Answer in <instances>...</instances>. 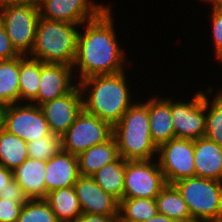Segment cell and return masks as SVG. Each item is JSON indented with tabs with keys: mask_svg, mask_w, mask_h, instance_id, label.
I'll return each instance as SVG.
<instances>
[{
	"mask_svg": "<svg viewBox=\"0 0 222 222\" xmlns=\"http://www.w3.org/2000/svg\"><path fill=\"white\" fill-rule=\"evenodd\" d=\"M7 105L5 129L26 143L51 134L40 106L36 104Z\"/></svg>",
	"mask_w": 222,
	"mask_h": 222,
	"instance_id": "cell-10",
	"label": "cell"
},
{
	"mask_svg": "<svg viewBox=\"0 0 222 222\" xmlns=\"http://www.w3.org/2000/svg\"><path fill=\"white\" fill-rule=\"evenodd\" d=\"M22 207L12 199L0 198V222H17Z\"/></svg>",
	"mask_w": 222,
	"mask_h": 222,
	"instance_id": "cell-32",
	"label": "cell"
},
{
	"mask_svg": "<svg viewBox=\"0 0 222 222\" xmlns=\"http://www.w3.org/2000/svg\"><path fill=\"white\" fill-rule=\"evenodd\" d=\"M159 214L176 222H194L188 206L173 184H166L155 198Z\"/></svg>",
	"mask_w": 222,
	"mask_h": 222,
	"instance_id": "cell-22",
	"label": "cell"
},
{
	"mask_svg": "<svg viewBox=\"0 0 222 222\" xmlns=\"http://www.w3.org/2000/svg\"><path fill=\"white\" fill-rule=\"evenodd\" d=\"M13 179V171L0 165V191L6 188V184Z\"/></svg>",
	"mask_w": 222,
	"mask_h": 222,
	"instance_id": "cell-36",
	"label": "cell"
},
{
	"mask_svg": "<svg viewBox=\"0 0 222 222\" xmlns=\"http://www.w3.org/2000/svg\"><path fill=\"white\" fill-rule=\"evenodd\" d=\"M17 222H59L44 199H29L22 207Z\"/></svg>",
	"mask_w": 222,
	"mask_h": 222,
	"instance_id": "cell-30",
	"label": "cell"
},
{
	"mask_svg": "<svg viewBox=\"0 0 222 222\" xmlns=\"http://www.w3.org/2000/svg\"><path fill=\"white\" fill-rule=\"evenodd\" d=\"M118 157L117 143L112 136L108 141L92 146L77 156L79 173L81 176L92 177L100 168Z\"/></svg>",
	"mask_w": 222,
	"mask_h": 222,
	"instance_id": "cell-20",
	"label": "cell"
},
{
	"mask_svg": "<svg viewBox=\"0 0 222 222\" xmlns=\"http://www.w3.org/2000/svg\"><path fill=\"white\" fill-rule=\"evenodd\" d=\"M45 171L46 194L56 189L74 187L80 176L78 158L61 150L46 161Z\"/></svg>",
	"mask_w": 222,
	"mask_h": 222,
	"instance_id": "cell-16",
	"label": "cell"
},
{
	"mask_svg": "<svg viewBox=\"0 0 222 222\" xmlns=\"http://www.w3.org/2000/svg\"><path fill=\"white\" fill-rule=\"evenodd\" d=\"M0 198L12 199V201L21 205H24L29 200L14 178L6 184L4 190L0 191Z\"/></svg>",
	"mask_w": 222,
	"mask_h": 222,
	"instance_id": "cell-33",
	"label": "cell"
},
{
	"mask_svg": "<svg viewBox=\"0 0 222 222\" xmlns=\"http://www.w3.org/2000/svg\"><path fill=\"white\" fill-rule=\"evenodd\" d=\"M157 213L155 199L123 198L119 201V222H144Z\"/></svg>",
	"mask_w": 222,
	"mask_h": 222,
	"instance_id": "cell-27",
	"label": "cell"
},
{
	"mask_svg": "<svg viewBox=\"0 0 222 222\" xmlns=\"http://www.w3.org/2000/svg\"><path fill=\"white\" fill-rule=\"evenodd\" d=\"M62 150L61 136L51 133L27 143L29 158L47 161Z\"/></svg>",
	"mask_w": 222,
	"mask_h": 222,
	"instance_id": "cell-29",
	"label": "cell"
},
{
	"mask_svg": "<svg viewBox=\"0 0 222 222\" xmlns=\"http://www.w3.org/2000/svg\"><path fill=\"white\" fill-rule=\"evenodd\" d=\"M205 94L197 93L191 102L171 101L175 137L196 140L205 135Z\"/></svg>",
	"mask_w": 222,
	"mask_h": 222,
	"instance_id": "cell-11",
	"label": "cell"
},
{
	"mask_svg": "<svg viewBox=\"0 0 222 222\" xmlns=\"http://www.w3.org/2000/svg\"><path fill=\"white\" fill-rule=\"evenodd\" d=\"M74 189L82 213L119 216V200L105 192L91 176H79Z\"/></svg>",
	"mask_w": 222,
	"mask_h": 222,
	"instance_id": "cell-14",
	"label": "cell"
},
{
	"mask_svg": "<svg viewBox=\"0 0 222 222\" xmlns=\"http://www.w3.org/2000/svg\"><path fill=\"white\" fill-rule=\"evenodd\" d=\"M41 61L19 55V101H32L38 95Z\"/></svg>",
	"mask_w": 222,
	"mask_h": 222,
	"instance_id": "cell-24",
	"label": "cell"
},
{
	"mask_svg": "<svg viewBox=\"0 0 222 222\" xmlns=\"http://www.w3.org/2000/svg\"><path fill=\"white\" fill-rule=\"evenodd\" d=\"M196 177L222 181V147L206 137L194 140Z\"/></svg>",
	"mask_w": 222,
	"mask_h": 222,
	"instance_id": "cell-18",
	"label": "cell"
},
{
	"mask_svg": "<svg viewBox=\"0 0 222 222\" xmlns=\"http://www.w3.org/2000/svg\"><path fill=\"white\" fill-rule=\"evenodd\" d=\"M211 102L209 103L205 94V110L209 111L205 112L207 115L204 137L222 147V92L218 93ZM209 105L210 109H208Z\"/></svg>",
	"mask_w": 222,
	"mask_h": 222,
	"instance_id": "cell-28",
	"label": "cell"
},
{
	"mask_svg": "<svg viewBox=\"0 0 222 222\" xmlns=\"http://www.w3.org/2000/svg\"><path fill=\"white\" fill-rule=\"evenodd\" d=\"M2 26V11H1V5H0V27Z\"/></svg>",
	"mask_w": 222,
	"mask_h": 222,
	"instance_id": "cell-42",
	"label": "cell"
},
{
	"mask_svg": "<svg viewBox=\"0 0 222 222\" xmlns=\"http://www.w3.org/2000/svg\"><path fill=\"white\" fill-rule=\"evenodd\" d=\"M72 68L74 67L70 65L43 63L41 61L38 95L33 100V104L40 106L71 92L77 86V84L72 85L70 83L72 81Z\"/></svg>",
	"mask_w": 222,
	"mask_h": 222,
	"instance_id": "cell-15",
	"label": "cell"
},
{
	"mask_svg": "<svg viewBox=\"0 0 222 222\" xmlns=\"http://www.w3.org/2000/svg\"><path fill=\"white\" fill-rule=\"evenodd\" d=\"M201 222H222V217L216 218V219H210V220H206V221H201Z\"/></svg>",
	"mask_w": 222,
	"mask_h": 222,
	"instance_id": "cell-41",
	"label": "cell"
},
{
	"mask_svg": "<svg viewBox=\"0 0 222 222\" xmlns=\"http://www.w3.org/2000/svg\"><path fill=\"white\" fill-rule=\"evenodd\" d=\"M96 183L119 201L124 195L125 160L118 157L114 162L104 165L93 176Z\"/></svg>",
	"mask_w": 222,
	"mask_h": 222,
	"instance_id": "cell-23",
	"label": "cell"
},
{
	"mask_svg": "<svg viewBox=\"0 0 222 222\" xmlns=\"http://www.w3.org/2000/svg\"><path fill=\"white\" fill-rule=\"evenodd\" d=\"M39 0H0V5L5 3H33L38 4Z\"/></svg>",
	"mask_w": 222,
	"mask_h": 222,
	"instance_id": "cell-39",
	"label": "cell"
},
{
	"mask_svg": "<svg viewBox=\"0 0 222 222\" xmlns=\"http://www.w3.org/2000/svg\"><path fill=\"white\" fill-rule=\"evenodd\" d=\"M213 5V8H222V0H205Z\"/></svg>",
	"mask_w": 222,
	"mask_h": 222,
	"instance_id": "cell-40",
	"label": "cell"
},
{
	"mask_svg": "<svg viewBox=\"0 0 222 222\" xmlns=\"http://www.w3.org/2000/svg\"><path fill=\"white\" fill-rule=\"evenodd\" d=\"M108 6L88 0H39L40 17L74 24H86L99 16Z\"/></svg>",
	"mask_w": 222,
	"mask_h": 222,
	"instance_id": "cell-12",
	"label": "cell"
},
{
	"mask_svg": "<svg viewBox=\"0 0 222 222\" xmlns=\"http://www.w3.org/2000/svg\"><path fill=\"white\" fill-rule=\"evenodd\" d=\"M80 86L69 93L40 105L51 133L63 135L83 110Z\"/></svg>",
	"mask_w": 222,
	"mask_h": 222,
	"instance_id": "cell-13",
	"label": "cell"
},
{
	"mask_svg": "<svg viewBox=\"0 0 222 222\" xmlns=\"http://www.w3.org/2000/svg\"><path fill=\"white\" fill-rule=\"evenodd\" d=\"M46 161L27 158L13 170V178L28 199H44L46 196Z\"/></svg>",
	"mask_w": 222,
	"mask_h": 222,
	"instance_id": "cell-17",
	"label": "cell"
},
{
	"mask_svg": "<svg viewBox=\"0 0 222 222\" xmlns=\"http://www.w3.org/2000/svg\"><path fill=\"white\" fill-rule=\"evenodd\" d=\"M19 101V56L0 61V103L11 105Z\"/></svg>",
	"mask_w": 222,
	"mask_h": 222,
	"instance_id": "cell-25",
	"label": "cell"
},
{
	"mask_svg": "<svg viewBox=\"0 0 222 222\" xmlns=\"http://www.w3.org/2000/svg\"><path fill=\"white\" fill-rule=\"evenodd\" d=\"M7 105L0 103V133L5 130Z\"/></svg>",
	"mask_w": 222,
	"mask_h": 222,
	"instance_id": "cell-37",
	"label": "cell"
},
{
	"mask_svg": "<svg viewBox=\"0 0 222 222\" xmlns=\"http://www.w3.org/2000/svg\"><path fill=\"white\" fill-rule=\"evenodd\" d=\"M1 11L2 25L13 48L19 55L31 54L40 18L38 4L5 3L1 5Z\"/></svg>",
	"mask_w": 222,
	"mask_h": 222,
	"instance_id": "cell-6",
	"label": "cell"
},
{
	"mask_svg": "<svg viewBox=\"0 0 222 222\" xmlns=\"http://www.w3.org/2000/svg\"><path fill=\"white\" fill-rule=\"evenodd\" d=\"M144 222H176V221L167 217L166 215L157 213L155 216Z\"/></svg>",
	"mask_w": 222,
	"mask_h": 222,
	"instance_id": "cell-38",
	"label": "cell"
},
{
	"mask_svg": "<svg viewBox=\"0 0 222 222\" xmlns=\"http://www.w3.org/2000/svg\"><path fill=\"white\" fill-rule=\"evenodd\" d=\"M81 24L39 18L35 45L30 56L43 63L73 66L77 52L76 29Z\"/></svg>",
	"mask_w": 222,
	"mask_h": 222,
	"instance_id": "cell-4",
	"label": "cell"
},
{
	"mask_svg": "<svg viewBox=\"0 0 222 222\" xmlns=\"http://www.w3.org/2000/svg\"><path fill=\"white\" fill-rule=\"evenodd\" d=\"M118 45L111 9L108 6L95 19L87 21L84 34L79 31L73 67H80V80L111 75L123 70L125 56Z\"/></svg>",
	"mask_w": 222,
	"mask_h": 222,
	"instance_id": "cell-1",
	"label": "cell"
},
{
	"mask_svg": "<svg viewBox=\"0 0 222 222\" xmlns=\"http://www.w3.org/2000/svg\"><path fill=\"white\" fill-rule=\"evenodd\" d=\"M173 185L186 202L194 222L222 217V181L195 176Z\"/></svg>",
	"mask_w": 222,
	"mask_h": 222,
	"instance_id": "cell-5",
	"label": "cell"
},
{
	"mask_svg": "<svg viewBox=\"0 0 222 222\" xmlns=\"http://www.w3.org/2000/svg\"><path fill=\"white\" fill-rule=\"evenodd\" d=\"M17 56H19V54L13 48L10 38L2 25L0 27V61L13 59Z\"/></svg>",
	"mask_w": 222,
	"mask_h": 222,
	"instance_id": "cell-34",
	"label": "cell"
},
{
	"mask_svg": "<svg viewBox=\"0 0 222 222\" xmlns=\"http://www.w3.org/2000/svg\"><path fill=\"white\" fill-rule=\"evenodd\" d=\"M151 160H125L123 198L155 199L166 185L159 163Z\"/></svg>",
	"mask_w": 222,
	"mask_h": 222,
	"instance_id": "cell-9",
	"label": "cell"
},
{
	"mask_svg": "<svg viewBox=\"0 0 222 222\" xmlns=\"http://www.w3.org/2000/svg\"><path fill=\"white\" fill-rule=\"evenodd\" d=\"M82 92L89 94L83 99V109L114 126L132 105L125 72L97 75L81 80Z\"/></svg>",
	"mask_w": 222,
	"mask_h": 222,
	"instance_id": "cell-2",
	"label": "cell"
},
{
	"mask_svg": "<svg viewBox=\"0 0 222 222\" xmlns=\"http://www.w3.org/2000/svg\"><path fill=\"white\" fill-rule=\"evenodd\" d=\"M113 136V126L84 109L75 122L61 135L62 150L78 156L92 146L104 143Z\"/></svg>",
	"mask_w": 222,
	"mask_h": 222,
	"instance_id": "cell-7",
	"label": "cell"
},
{
	"mask_svg": "<svg viewBox=\"0 0 222 222\" xmlns=\"http://www.w3.org/2000/svg\"><path fill=\"white\" fill-rule=\"evenodd\" d=\"M44 200L51 207L59 222H71L82 214L74 187L50 191Z\"/></svg>",
	"mask_w": 222,
	"mask_h": 222,
	"instance_id": "cell-21",
	"label": "cell"
},
{
	"mask_svg": "<svg viewBox=\"0 0 222 222\" xmlns=\"http://www.w3.org/2000/svg\"><path fill=\"white\" fill-rule=\"evenodd\" d=\"M212 29L216 58L222 61V8H212Z\"/></svg>",
	"mask_w": 222,
	"mask_h": 222,
	"instance_id": "cell-31",
	"label": "cell"
},
{
	"mask_svg": "<svg viewBox=\"0 0 222 222\" xmlns=\"http://www.w3.org/2000/svg\"><path fill=\"white\" fill-rule=\"evenodd\" d=\"M119 216H105L99 214L82 213L79 217L71 222H117Z\"/></svg>",
	"mask_w": 222,
	"mask_h": 222,
	"instance_id": "cell-35",
	"label": "cell"
},
{
	"mask_svg": "<svg viewBox=\"0 0 222 222\" xmlns=\"http://www.w3.org/2000/svg\"><path fill=\"white\" fill-rule=\"evenodd\" d=\"M157 154L166 184L196 176L194 140L175 137L161 144Z\"/></svg>",
	"mask_w": 222,
	"mask_h": 222,
	"instance_id": "cell-8",
	"label": "cell"
},
{
	"mask_svg": "<svg viewBox=\"0 0 222 222\" xmlns=\"http://www.w3.org/2000/svg\"><path fill=\"white\" fill-rule=\"evenodd\" d=\"M148 114L152 141L157 147L175 138L171 117V99L152 98L148 101Z\"/></svg>",
	"mask_w": 222,
	"mask_h": 222,
	"instance_id": "cell-19",
	"label": "cell"
},
{
	"mask_svg": "<svg viewBox=\"0 0 222 222\" xmlns=\"http://www.w3.org/2000/svg\"><path fill=\"white\" fill-rule=\"evenodd\" d=\"M118 154L124 160H149L158 152L152 141L148 114V101L132 104L113 126Z\"/></svg>",
	"mask_w": 222,
	"mask_h": 222,
	"instance_id": "cell-3",
	"label": "cell"
},
{
	"mask_svg": "<svg viewBox=\"0 0 222 222\" xmlns=\"http://www.w3.org/2000/svg\"><path fill=\"white\" fill-rule=\"evenodd\" d=\"M27 158V143L6 129L0 133V165L15 170Z\"/></svg>",
	"mask_w": 222,
	"mask_h": 222,
	"instance_id": "cell-26",
	"label": "cell"
}]
</instances>
